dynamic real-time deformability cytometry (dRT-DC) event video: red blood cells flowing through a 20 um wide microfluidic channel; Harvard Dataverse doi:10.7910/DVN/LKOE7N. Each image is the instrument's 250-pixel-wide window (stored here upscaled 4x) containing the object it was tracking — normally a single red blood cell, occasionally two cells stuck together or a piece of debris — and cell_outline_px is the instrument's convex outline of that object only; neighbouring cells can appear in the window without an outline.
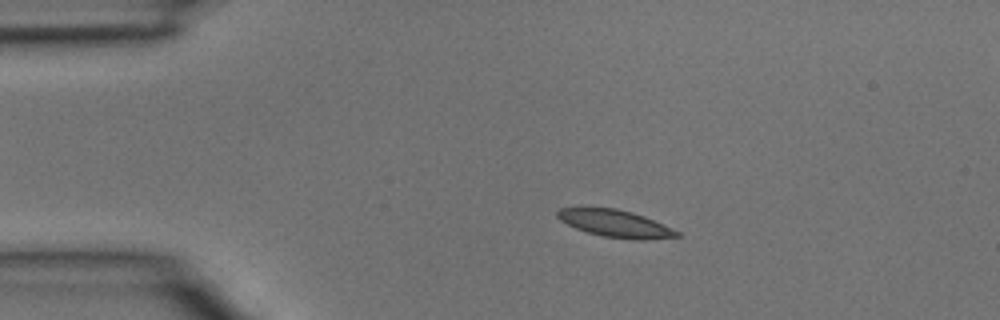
{"species": "common noctule bat (a hibernating species)", "species_latin": "Nyctalus noctula", "temperature_condition": "room temperature", "stored_images_in_passage": 3, "camera_frame_rate_fps": 3000, "um_per_image_px": 0.085, "animal": {"sex": "male", "body_mass_g": 15.6}, "frame": {"image": 1, "passage_image": 2, "time_ms": 0.333, "image_size_px": [1000, 320], "cell_outline_px": [[680, 236], [640, 240], [632, 240], [604, 236], [588, 232], [576, 228], [560, 220], [556, 216], [556, 212], [560, 208], [616, 208], [632, 212], [644, 216], [672, 228], [680, 232]], "centroid_in_image_um": [52.31, 19.0], "position_along_channel_um": 32.7, "area_um2": 18.73}}
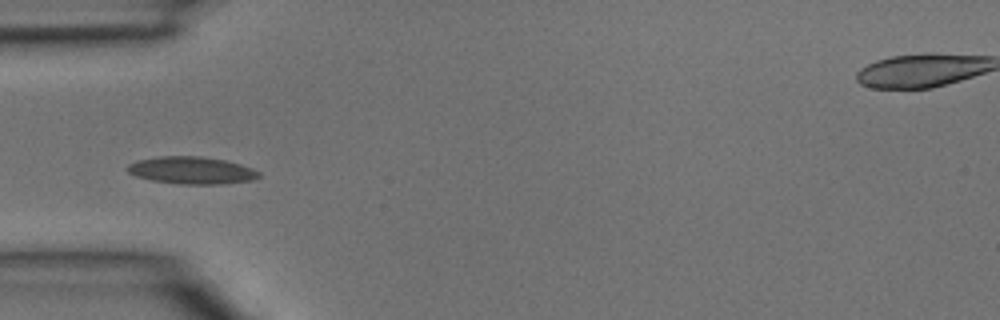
{"frame": {"image": 2, "passage_image": 3, "time_ms": 0.667, "image_size_px": [1000, 320], "cell_outline_px": [[260, 176], [252, 180], [220, 184], [180, 184], [152, 180], [136, 176], [128, 172], [128, 164], [140, 160], [160, 156], [200, 156], [228, 160], [252, 168], [260, 172]], "centroid_in_image_um": [16.32, 14.47], "position_along_channel_um": 68.7, "area_um2": 20.81}}